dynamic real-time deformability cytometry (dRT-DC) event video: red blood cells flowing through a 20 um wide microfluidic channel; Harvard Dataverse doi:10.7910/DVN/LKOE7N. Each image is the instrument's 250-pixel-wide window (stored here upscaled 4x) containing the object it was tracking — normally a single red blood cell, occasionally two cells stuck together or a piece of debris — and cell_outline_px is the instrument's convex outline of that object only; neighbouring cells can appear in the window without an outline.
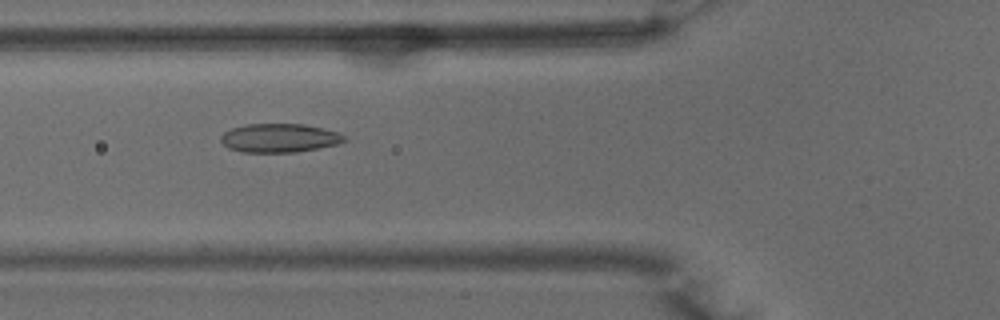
{"species": "common noctule bat (a hibernating species)", "species_latin": "Nyctalus noctula", "temperature_condition": "warm", "stored_images_in_passage": 50, "camera_frame_rate_fps": 3000, "um_per_image_px": 0.085, "animal": {"sex": "male", "body_mass_g": 15.6}, "frame": {"image": 1, "passage_image": 18, "time_ms": 5.667, "image_size_px": [1000, 320], "cell_outline_px": [[348, 140], [336, 144], [296, 152], [244, 152], [228, 148], [220, 140], [220, 136], [224, 132], [232, 128], [244, 124], [304, 124], [324, 128], [336, 132], [344, 136]], "centroid_in_image_um": [23.72, 11.72], "position_along_channel_um": 102.1, "area_um2": 20.58}}
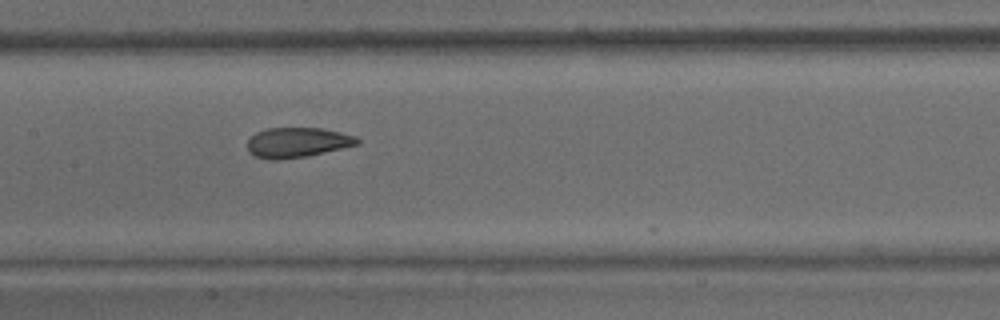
{"frame": {"image": 2, "passage_image": 24, "time_ms": 7.667, "image_size_px": [1000, 320], "cell_outline_px": [[360, 144], [308, 156], [280, 160], [268, 160], [256, 156], [248, 152], [248, 140], [256, 132], [264, 128], [324, 128], [356, 136], [360, 140]], "centroid_in_image_um": [25.28, 12.11], "position_along_channel_um": 182.1, "area_um2": 19.42}}
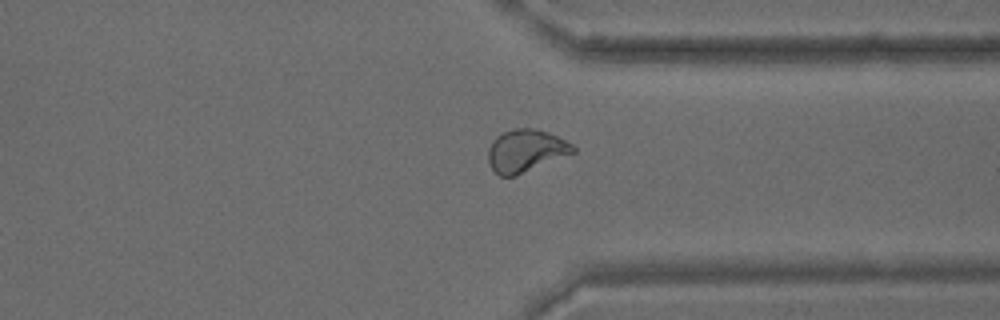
{"frame": {"image": 3, "passage_image": 38, "time_ms": 12.333, "image_size_px": [1000, 320], "cell_outline_px": [[576, 152], [516, 176], [500, 176], [492, 168], [488, 160], [488, 148], [492, 140], [496, 136], [512, 128], [536, 128], [548, 132], [572, 144], [576, 148]], "centroid_in_image_um": [44.68, 12.81], "position_along_channel_um": 366.7, "area_um2": 21.1}, "authors_computed_cell_mechanics": {"area_um2": 21.386, "velocity_mm_per_s": 3.9768, "shape_relaxation_time_tau1_ms": null, "shape_relaxation_time_tau2_ms": 1.3509, "deformation_change_tau1": null, "deformation_change_tau2": 0.0666}}